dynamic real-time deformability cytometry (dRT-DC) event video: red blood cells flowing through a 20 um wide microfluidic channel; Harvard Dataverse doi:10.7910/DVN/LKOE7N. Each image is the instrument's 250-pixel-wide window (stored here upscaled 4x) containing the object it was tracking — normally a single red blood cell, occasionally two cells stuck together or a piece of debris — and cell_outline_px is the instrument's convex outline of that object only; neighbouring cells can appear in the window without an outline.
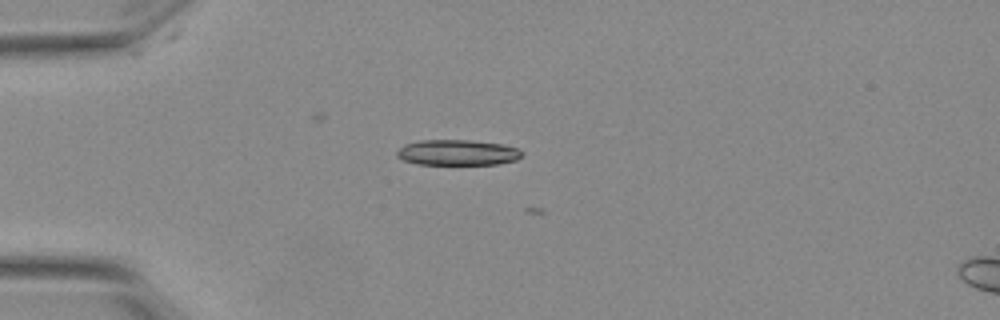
{"species": "Egyptian fruit bat (a non-hibernating species)", "species_latin": "Rousettus aegyptiacus", "temperature_condition": "warm", "stored_images_in_passage": 5, "camera_frame_rate_fps": 3000, "um_per_image_px": 0.085, "animal": {"sex": "female"}, "frame": {"image": 1, "passage_image": 4, "time_ms": 1.0, "image_size_px": [1000, 320], "cell_outline_px": [[524, 152], [516, 160], [496, 164], [416, 164], [404, 160], [396, 156], [396, 152], [404, 144], [420, 140], [468, 140], [500, 144], [516, 148]], "centroid_in_image_um": [38.85, 12.96], "position_along_channel_um": 46.2, "area_um2": 18.5}}